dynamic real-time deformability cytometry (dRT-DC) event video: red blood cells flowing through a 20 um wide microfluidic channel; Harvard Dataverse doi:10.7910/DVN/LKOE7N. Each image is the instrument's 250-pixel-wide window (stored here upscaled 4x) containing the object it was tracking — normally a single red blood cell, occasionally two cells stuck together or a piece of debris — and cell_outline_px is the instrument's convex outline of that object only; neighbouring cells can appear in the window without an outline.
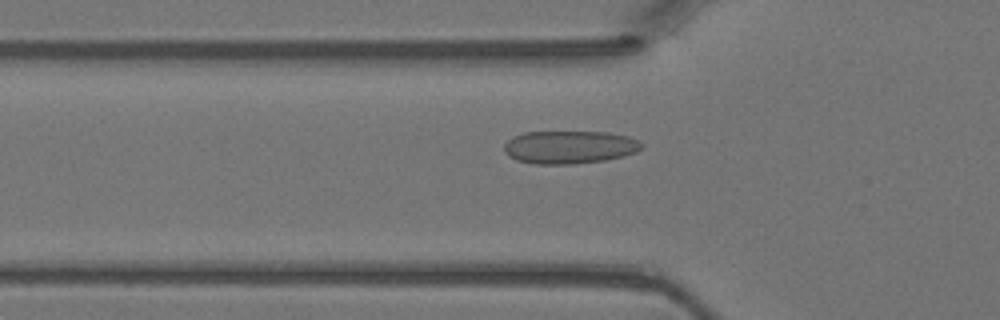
{"species": "Egyptian fruit bat (a non-hibernating species)", "species_latin": "Rousettus aegyptiacus", "temperature_condition": "warm", "stored_images_in_passage": 45, "camera_frame_rate_fps": 3000, "um_per_image_px": 0.085, "animal": {"sex": "female"}, "frame": {"image": 1, "passage_image": 15, "time_ms": 4.667, "image_size_px": [1000, 320], "cell_outline_px": [[644, 144], [636, 152], [624, 156], [604, 160], [572, 164], [536, 164], [516, 160], [508, 156], [504, 152], [504, 144], [512, 136], [524, 132], [608, 132], [628, 136], [640, 140]], "centroid_in_image_um": [48.4, 12.5], "position_along_channel_um": 77.4, "area_um2": 26.59}}
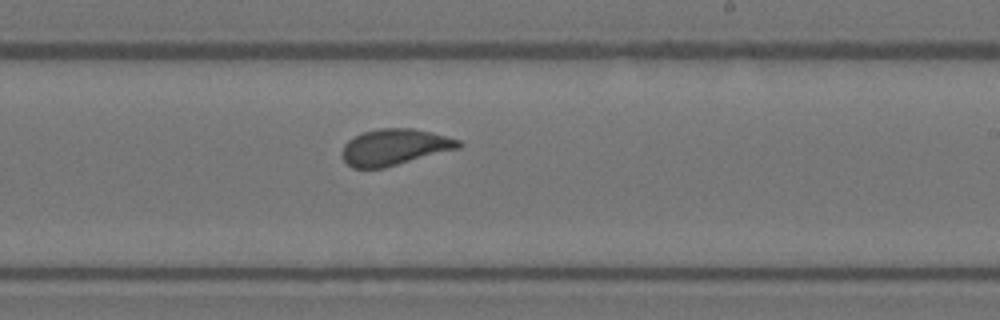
{"frame": {"image": 2, "passage_image": 27, "time_ms": 8.667, "image_size_px": [1000, 320], "cell_outline_px": [[464, 144], [460, 148], [384, 168], [352, 168], [344, 160], [340, 152], [344, 144], [348, 140], [364, 132], [380, 128], [412, 128], [432, 132], [460, 140]], "centroid_in_image_um": [33.55, 12.5], "position_along_channel_um": 255.5, "area_um2": 24.68}}
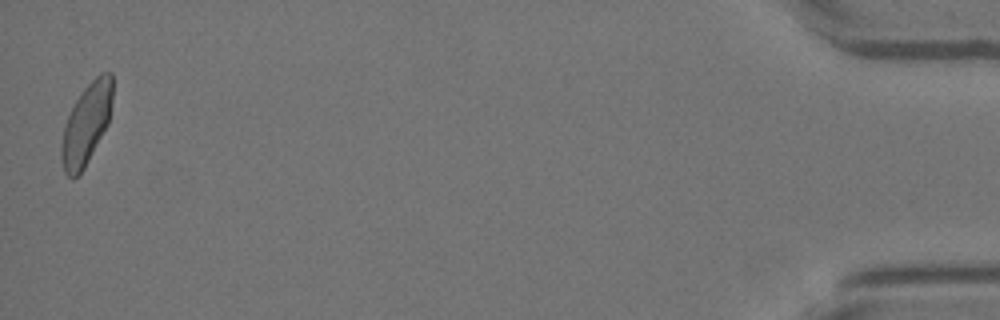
{"frame": {"image": 3, "passage_image": 45, "time_ms": 14.667, "image_size_px": [1000, 320], "cell_outline_px": [[112, 100], [108, 124], [84, 168], [72, 180], [64, 172], [60, 160], [60, 148], [64, 124], [76, 100], [84, 88], [100, 72], [112, 72]], "centroid_in_image_um": [7.32, 10.55], "position_along_channel_um": 427.9, "area_um2": 24.04}}